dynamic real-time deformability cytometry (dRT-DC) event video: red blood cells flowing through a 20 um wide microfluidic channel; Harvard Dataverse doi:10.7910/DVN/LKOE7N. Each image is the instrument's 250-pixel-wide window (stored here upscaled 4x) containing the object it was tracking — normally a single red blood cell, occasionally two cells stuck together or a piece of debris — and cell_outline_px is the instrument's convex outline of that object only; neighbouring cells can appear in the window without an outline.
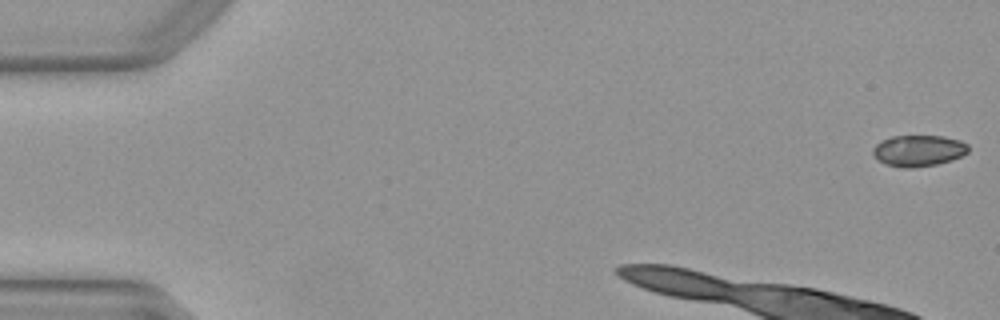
{"species": "Egyptian fruit bat (a non-hibernating species)", "species_latin": "Rousettus aegyptiacus", "temperature_condition": "warm", "stored_images_in_passage": 9, "camera_frame_rate_fps": 3000, "um_per_image_px": 0.085, "animal": {"sex": "female"}, "frame": {"image": 1, "passage_image": 1, "time_ms": 0.0, "image_size_px": [1000, 320], "cell_outline_px": [[968, 152], [952, 160], [936, 164], [912, 168], [900, 168], [876, 160], [872, 156], [872, 148], [880, 140], [892, 136], [944, 136], [960, 140], [968, 144]], "centroid_in_image_um": [78.03, 12.8], "position_along_channel_um": 7.0, "area_um2": 17.57}}